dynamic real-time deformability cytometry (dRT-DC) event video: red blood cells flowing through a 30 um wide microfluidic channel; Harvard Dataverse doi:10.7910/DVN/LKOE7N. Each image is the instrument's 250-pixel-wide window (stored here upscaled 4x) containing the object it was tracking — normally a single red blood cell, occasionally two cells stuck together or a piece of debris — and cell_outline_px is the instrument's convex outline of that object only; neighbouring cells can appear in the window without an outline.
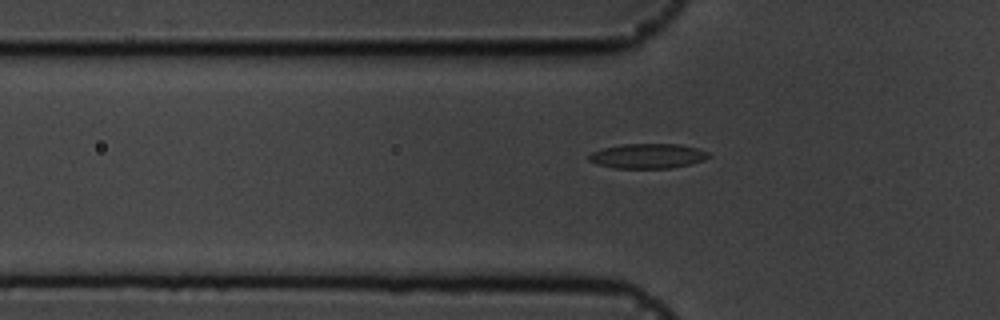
{"species": "common noctule bat (a hibernating species)", "species_latin": "Nyctalus noctula", "temperature_condition": "cold", "stored_images_in_passage": 40, "camera_frame_rate_fps": 3000, "um_per_image_px": 0.085, "animal": {"sex": "male", "body_mass_g": 19.5, "forearm_length_mm": 54.6}, "frame": {"image": 1, "passage_image": 5, "time_ms": 1.333, "image_size_px": [1000, 320], "cell_outline_px": [[712, 156], [704, 160], [672, 168], [616, 168], [596, 164], [588, 160], [588, 156], [592, 152], [604, 148], [624, 144], [680, 144], [696, 148], [708, 152]], "centroid_in_image_um": [55.06, 13.26], "position_along_channel_um": 70.7, "area_um2": 17.22}}
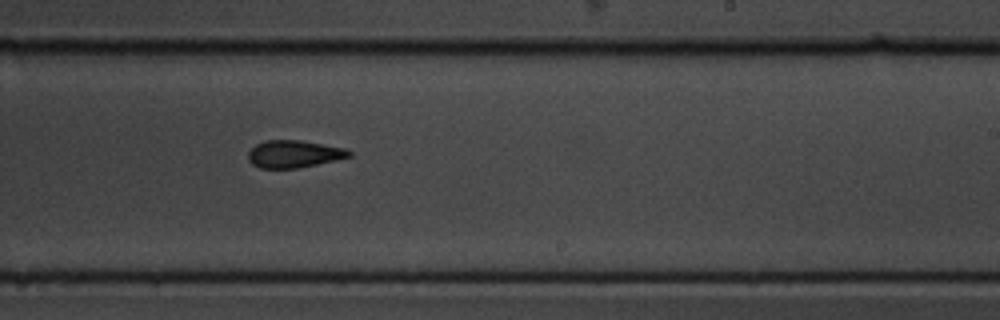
{"frame": {"image": 2, "passage_image": 21, "time_ms": 6.667, "image_size_px": [1000, 320], "cell_outline_px": [[352, 156], [316, 164], [296, 168], [260, 168], [252, 164], [248, 160], [248, 152], [256, 144], [264, 140], [300, 140], [344, 148], [352, 152]], "centroid_in_image_um": [24.95, 13.08], "position_along_channel_um": 264.1, "area_um2": 15.95}}
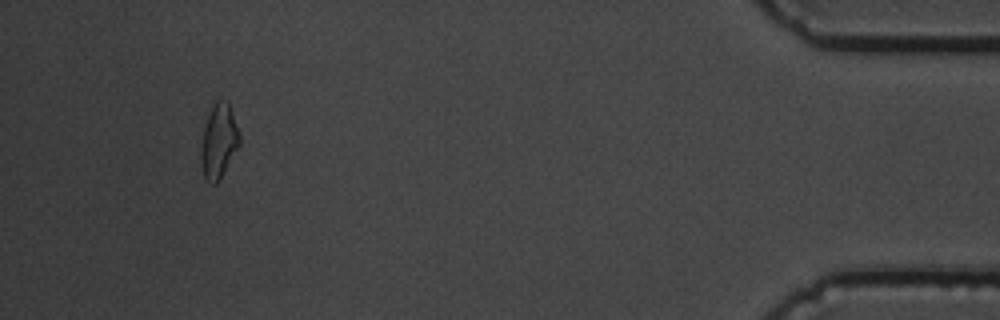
{"frame": {"image": 3, "passage_image": 39, "time_ms": 12.667, "image_size_px": [1000, 320], "cell_outline_px": [[240, 144], [216, 184], [212, 184], [204, 176], [200, 156], [204, 128], [212, 104], [216, 100], [228, 100], [240, 136]], "centroid_in_image_um": [18.6, 11.96], "position_along_channel_um": 416.6, "area_um2": 16.3}}